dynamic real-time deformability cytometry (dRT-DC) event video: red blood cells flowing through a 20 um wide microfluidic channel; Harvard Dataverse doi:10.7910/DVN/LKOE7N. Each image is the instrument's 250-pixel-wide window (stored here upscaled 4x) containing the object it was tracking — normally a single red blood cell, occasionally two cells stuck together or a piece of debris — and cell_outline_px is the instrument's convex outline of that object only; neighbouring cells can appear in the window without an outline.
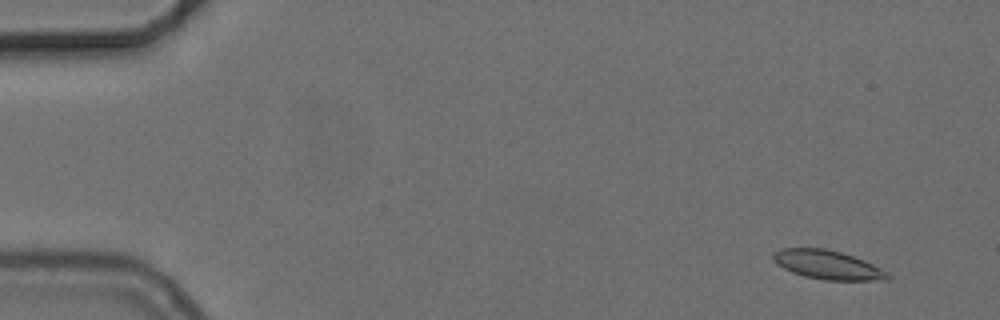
{"species": "common noctule bat (a hibernating species)", "species_latin": "Nyctalus noctula", "temperature_condition": "cold", "stored_images_in_passage": 56, "camera_frame_rate_fps": 3000, "um_per_image_px": 0.085, "animal": {"sex": "female", "body_mass_g": 24.6, "forearm_length_mm": 56.2}, "frame": {"image": 1, "passage_image": 5, "time_ms": 1.333, "image_size_px": [1000, 320], "cell_outline_px": [[892, 276], [888, 280], [824, 280], [804, 276], [792, 272], [776, 264], [772, 260], [772, 252], [780, 248], [824, 248], [840, 252], [864, 260], [888, 272]], "centroid_in_image_um": [70.32, 22.51], "position_along_channel_um": 14.7, "area_um2": 19.36}}
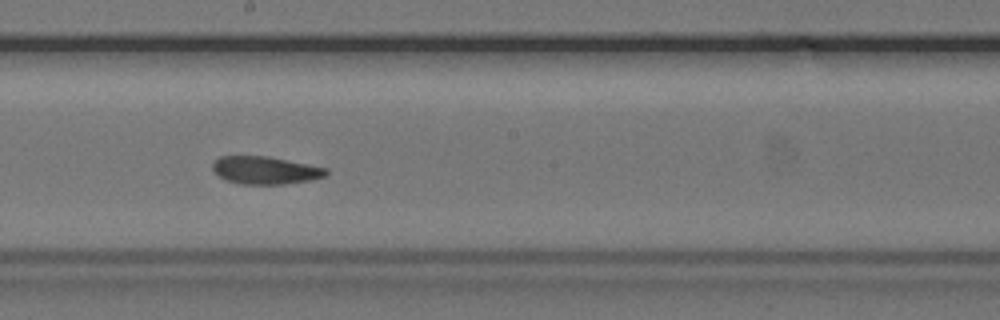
{"frame": {"image": 2, "passage_image": 32, "time_ms": 10.333, "image_size_px": [1000, 320], "cell_outline_px": [[328, 172], [324, 176], [312, 180], [284, 184], [240, 184], [224, 180], [212, 168], [212, 164], [220, 156], [268, 156], [328, 168]], "centroid_in_image_um": [22.55, 14.47], "position_along_channel_um": 225.6, "area_um2": 18.32}}
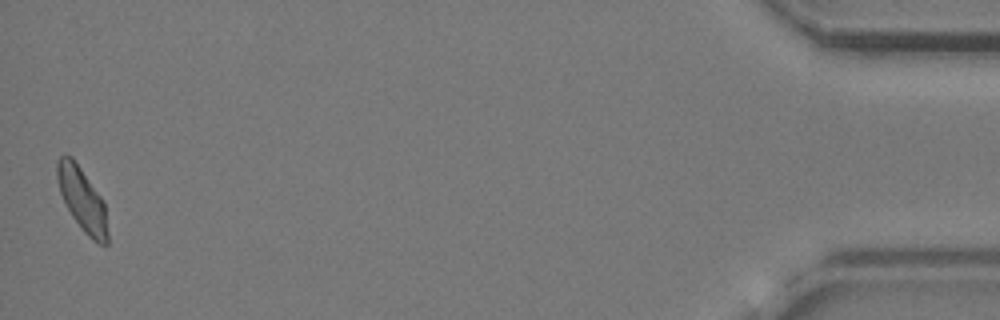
{"frame": {"image": 3, "passage_image": 56, "time_ms": 18.333, "image_size_px": [1000, 320], "cell_outline_px": [[108, 244], [100, 244], [92, 240], [84, 232], [72, 216], [60, 192], [56, 176], [56, 160], [60, 156], [72, 156], [100, 196], [104, 204], [108, 232]], "centroid_in_image_um": [6.98, 16.96], "position_along_channel_um": 428.2, "area_um2": 18.38}, "authors_computed_cell_mechanics": {"area_um2": 19.074, "velocity_mm_per_s": 3.6864, "shape_relaxation_time_tau1_ms": 9.5414, "shape_relaxation_time_tau2_ms": 2.2337, "deformation_change_tau1": 0.1299, "deformation_change_tau2": 0.0608}}